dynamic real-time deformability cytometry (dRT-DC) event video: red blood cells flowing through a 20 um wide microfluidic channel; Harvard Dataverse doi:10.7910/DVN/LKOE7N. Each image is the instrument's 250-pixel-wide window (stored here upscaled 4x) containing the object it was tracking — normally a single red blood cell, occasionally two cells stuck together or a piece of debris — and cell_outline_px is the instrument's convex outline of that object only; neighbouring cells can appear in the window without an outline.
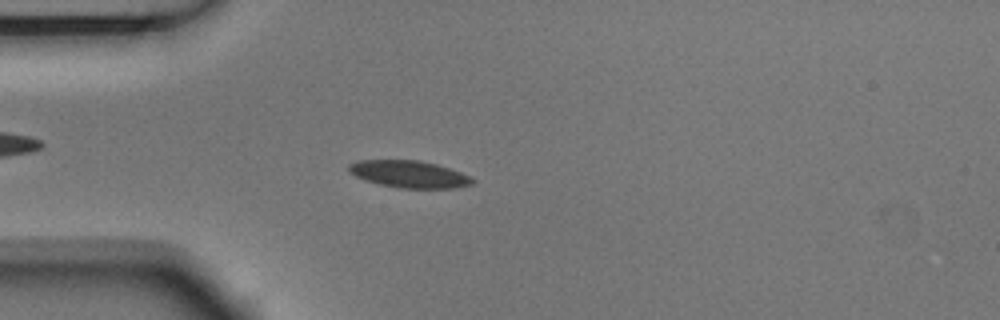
{"species": "Egyptian fruit bat (a non-hibernating species)", "species_latin": "Rousettus aegyptiacus", "temperature_condition": "room temperature", "stored_images_in_passage": 45, "camera_frame_rate_fps": 3000, "um_per_image_px": 0.085, "animal": {"sex": "male"}, "frame": {"image": 1, "passage_image": 6, "time_ms": 1.667, "image_size_px": [1000, 320], "cell_outline_px": [[476, 180], [472, 184], [456, 188], [400, 188], [380, 184], [364, 180], [348, 172], [348, 164], [356, 160], [420, 160], [436, 164], [472, 176]], "centroid_in_image_um": [34.77, 14.8], "position_along_channel_um": 50.2, "area_um2": 19.65}}
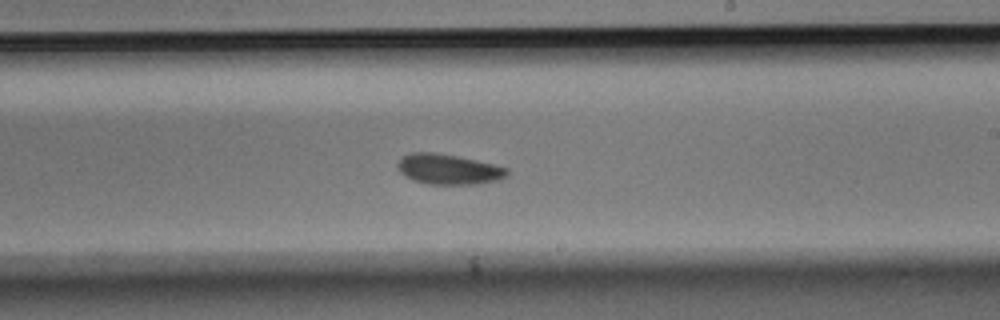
{"frame": {"image": 2, "passage_image": 23, "time_ms": 7.333, "image_size_px": [1000, 320], "cell_outline_px": [[508, 176], [500, 180], [476, 184], [428, 184], [412, 180], [400, 172], [396, 168], [396, 164], [404, 156], [412, 152], [436, 152], [476, 160], [508, 168]], "centroid_in_image_um": [38.12, 14.39], "position_along_channel_um": 250.9, "area_um2": 19.36}}
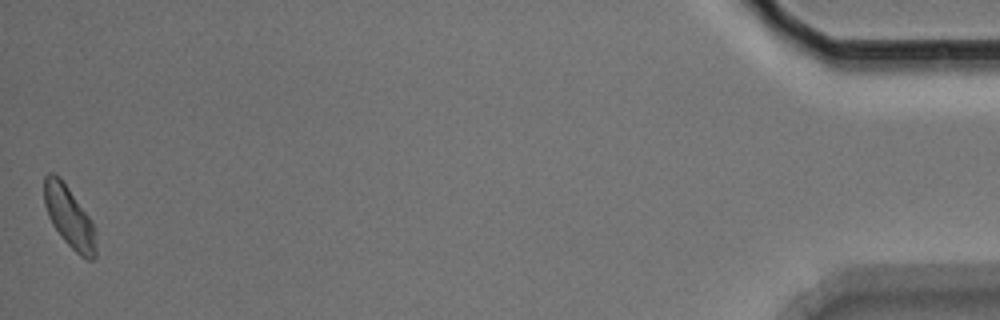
{"frame": {"image": 3, "passage_image": 45, "time_ms": 14.667, "image_size_px": [1000, 320], "cell_outline_px": [[96, 256], [92, 260], [88, 260], [80, 256], [64, 240], [52, 224], [48, 216], [44, 204], [44, 176], [48, 172], [52, 172], [60, 176], [88, 216], [96, 232]], "centroid_in_image_um": [5.87, 18.44], "position_along_channel_um": 429.3, "area_um2": 18.44}, "authors_computed_cell_mechanics": {"area_um2": 18.8428, "velocity_mm_per_s": 3.7204, "shape_relaxation_time_tau1_ms": 2.5418, "shape_relaxation_time_tau2_ms": 8.8294, "deformation_change_tau1": 0.0906, "deformation_change_tau2": 0.1432}}